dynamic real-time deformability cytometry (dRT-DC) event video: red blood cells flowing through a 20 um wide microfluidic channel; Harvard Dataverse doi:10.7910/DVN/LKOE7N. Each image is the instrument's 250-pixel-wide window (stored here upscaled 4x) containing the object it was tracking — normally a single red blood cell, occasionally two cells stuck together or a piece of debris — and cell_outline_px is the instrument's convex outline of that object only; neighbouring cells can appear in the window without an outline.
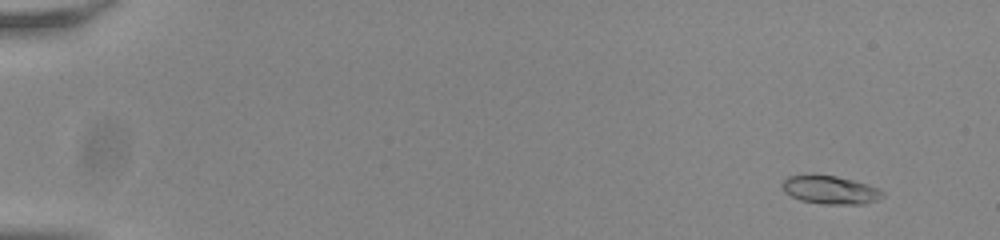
{"species": "common noctule bat (a hibernating species)", "species_latin": "Nyctalus noctula", "temperature_condition": "room temperature", "stored_images_in_passage": 54, "camera_frame_rate_fps": 3000, "um_per_image_px": 0.085, "animal": {"sex": "male", "body_mass_g": 20.0, "forearm_length_mm": 53.3}, "frame": {"image": 1, "passage_image": 3, "time_ms": 0.667, "image_size_px": [1000, 240], "cell_outline_px": [[884, 196], [876, 200], [864, 204], [824, 204], [800, 200], [784, 192], [780, 188], [780, 184], [788, 176], [812, 172], [836, 176], [868, 184], [880, 188], [884, 192]], "centroid_in_image_um": [70.52, 16.1], "position_along_channel_um": 14.5, "area_um2": 17.11}}
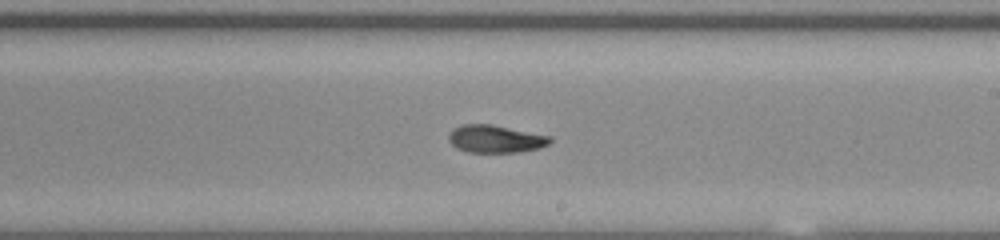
{"frame": {"image": 2, "passage_image": 33, "time_ms": 10.667, "image_size_px": [1000, 240], "cell_outline_px": [[552, 140], [548, 144], [540, 148], [516, 152], [468, 152], [456, 148], [448, 140], [448, 136], [452, 128], [460, 124], [492, 124], [552, 136]], "centroid_in_image_um": [42.1, 11.79], "position_along_channel_um": 246.9, "area_um2": 16.47}}
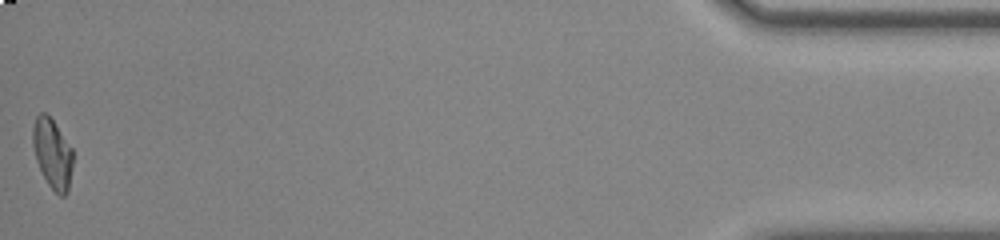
{"frame": {"image": 3, "passage_image": 54, "time_ms": 17.667, "image_size_px": [1000, 240], "cell_outline_px": [[72, 168], [68, 192], [64, 196], [60, 196], [48, 184], [36, 160], [32, 144], [32, 128], [36, 116], [40, 112], [44, 112], [52, 120], [72, 148]], "centroid_in_image_um": [4.45, 13.05], "position_along_channel_um": 430.8, "area_um2": 16.13}, "authors_computed_cell_mechanics": {"area_um2": 16.4152, "velocity_mm_per_s": 3.8254, "shape_relaxation_time_tau1_ms": null, "shape_relaxation_time_tau2_ms": 3.5973, "deformation_change_tau1": null, "deformation_change_tau2": 0.0787}}